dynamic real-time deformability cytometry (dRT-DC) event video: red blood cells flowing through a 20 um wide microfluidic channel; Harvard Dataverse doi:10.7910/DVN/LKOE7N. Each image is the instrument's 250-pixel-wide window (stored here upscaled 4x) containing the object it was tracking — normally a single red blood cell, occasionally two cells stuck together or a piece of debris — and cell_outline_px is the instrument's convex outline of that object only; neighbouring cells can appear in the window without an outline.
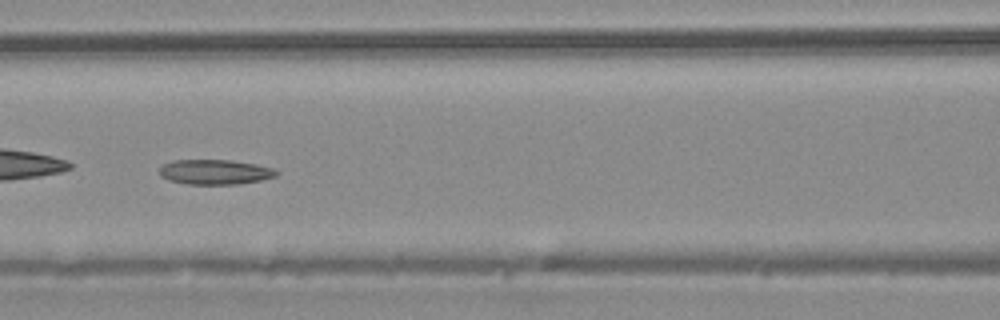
{"species": "common noctule bat (a hibernating species)", "species_latin": "Nyctalus noctula", "temperature_condition": "warm", "stored_images_in_passage": 6, "camera_frame_rate_fps": 3000, "um_per_image_px": 0.085, "animal": {"sex": "male", "body_mass_g": 20.4}, "frame": {"image": 1, "passage_image": 6, "time_ms": 1.667, "image_size_px": [1000, 320], "cell_outline_px": [[280, 172], [276, 176], [260, 180], [240, 184], [188, 184], [168, 180], [160, 176], [160, 168], [164, 164], [172, 160], [232, 160], [256, 164], [272, 168]], "centroid_in_image_um": [18.28, 14.62], "position_along_channel_um": 148.3, "area_um2": 16.99}}